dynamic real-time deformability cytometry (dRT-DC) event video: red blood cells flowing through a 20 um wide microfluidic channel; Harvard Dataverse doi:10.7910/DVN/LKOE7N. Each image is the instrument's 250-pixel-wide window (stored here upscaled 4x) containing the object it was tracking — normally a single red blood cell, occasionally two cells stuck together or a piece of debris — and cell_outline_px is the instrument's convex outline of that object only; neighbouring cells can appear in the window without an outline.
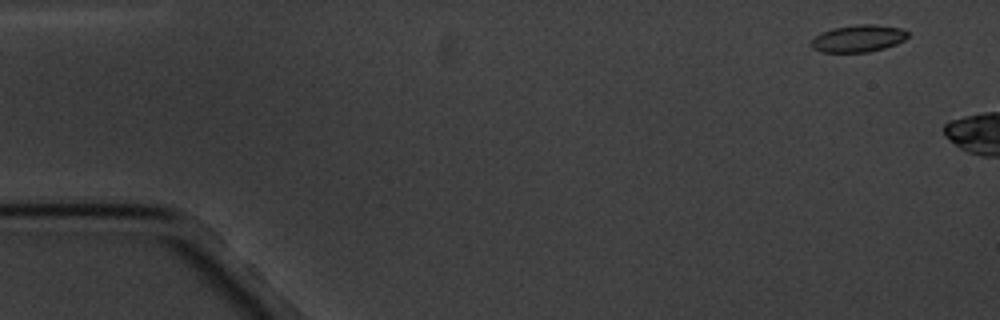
{"species": "common noctule bat (a hibernating species)", "species_latin": "Nyctalus noctula", "temperature_condition": "cold", "stored_images_in_passage": 5, "camera_frame_rate_fps": 3000, "um_per_image_px": 0.085, "animal": {"sex": "male", "body_mass_g": 20.1, "forearm_length_mm": 53.5}, "frame": {"image": 1, "passage_image": 1, "time_ms": 0.0, "image_size_px": [1000, 320], "cell_outline_px": [[908, 36], [904, 40], [896, 44], [884, 48], [868, 52], [820, 52], [812, 48], [812, 40], [820, 32], [832, 28], [856, 24], [876, 24], [900, 28], [908, 32]], "centroid_in_image_um": [72.95, 3.26], "position_along_channel_um": 12.1, "area_um2": 15.32}}